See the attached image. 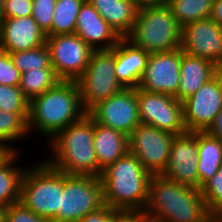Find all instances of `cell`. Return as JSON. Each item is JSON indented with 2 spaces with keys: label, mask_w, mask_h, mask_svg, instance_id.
<instances>
[{
  "label": "cell",
  "mask_w": 222,
  "mask_h": 222,
  "mask_svg": "<svg viewBox=\"0 0 222 222\" xmlns=\"http://www.w3.org/2000/svg\"><path fill=\"white\" fill-rule=\"evenodd\" d=\"M145 213L157 222H213L200 189L152 175Z\"/></svg>",
  "instance_id": "obj_1"
},
{
  "label": "cell",
  "mask_w": 222,
  "mask_h": 222,
  "mask_svg": "<svg viewBox=\"0 0 222 222\" xmlns=\"http://www.w3.org/2000/svg\"><path fill=\"white\" fill-rule=\"evenodd\" d=\"M85 114L76 81L61 80L29 102L28 131L51 140Z\"/></svg>",
  "instance_id": "obj_2"
},
{
  "label": "cell",
  "mask_w": 222,
  "mask_h": 222,
  "mask_svg": "<svg viewBox=\"0 0 222 222\" xmlns=\"http://www.w3.org/2000/svg\"><path fill=\"white\" fill-rule=\"evenodd\" d=\"M50 158L54 169L67 175L98 177V161L94 148V121L86 113L78 121L62 129L49 141Z\"/></svg>",
  "instance_id": "obj_3"
},
{
  "label": "cell",
  "mask_w": 222,
  "mask_h": 222,
  "mask_svg": "<svg viewBox=\"0 0 222 222\" xmlns=\"http://www.w3.org/2000/svg\"><path fill=\"white\" fill-rule=\"evenodd\" d=\"M151 176L137 157L128 152L102 171L104 204L115 210H145Z\"/></svg>",
  "instance_id": "obj_4"
},
{
  "label": "cell",
  "mask_w": 222,
  "mask_h": 222,
  "mask_svg": "<svg viewBox=\"0 0 222 222\" xmlns=\"http://www.w3.org/2000/svg\"><path fill=\"white\" fill-rule=\"evenodd\" d=\"M182 27L167 5L139 8L131 33L126 37L147 53L181 48Z\"/></svg>",
  "instance_id": "obj_5"
},
{
  "label": "cell",
  "mask_w": 222,
  "mask_h": 222,
  "mask_svg": "<svg viewBox=\"0 0 222 222\" xmlns=\"http://www.w3.org/2000/svg\"><path fill=\"white\" fill-rule=\"evenodd\" d=\"M63 192V172L45 160L27 168L21 186L20 202L50 222L58 214Z\"/></svg>",
  "instance_id": "obj_6"
},
{
  "label": "cell",
  "mask_w": 222,
  "mask_h": 222,
  "mask_svg": "<svg viewBox=\"0 0 222 222\" xmlns=\"http://www.w3.org/2000/svg\"><path fill=\"white\" fill-rule=\"evenodd\" d=\"M76 83L86 113L98 102L121 92L124 87L115 74V46L93 50L87 68Z\"/></svg>",
  "instance_id": "obj_7"
},
{
  "label": "cell",
  "mask_w": 222,
  "mask_h": 222,
  "mask_svg": "<svg viewBox=\"0 0 222 222\" xmlns=\"http://www.w3.org/2000/svg\"><path fill=\"white\" fill-rule=\"evenodd\" d=\"M103 205V188L100 177L67 175L63 172L60 208L51 222H77Z\"/></svg>",
  "instance_id": "obj_8"
},
{
  "label": "cell",
  "mask_w": 222,
  "mask_h": 222,
  "mask_svg": "<svg viewBox=\"0 0 222 222\" xmlns=\"http://www.w3.org/2000/svg\"><path fill=\"white\" fill-rule=\"evenodd\" d=\"M175 136L141 123L128 136L129 153L135 155L151 175H162L167 168Z\"/></svg>",
  "instance_id": "obj_9"
},
{
  "label": "cell",
  "mask_w": 222,
  "mask_h": 222,
  "mask_svg": "<svg viewBox=\"0 0 222 222\" xmlns=\"http://www.w3.org/2000/svg\"><path fill=\"white\" fill-rule=\"evenodd\" d=\"M50 64L60 80L76 81L89 64L93 49L76 34L46 37Z\"/></svg>",
  "instance_id": "obj_10"
},
{
  "label": "cell",
  "mask_w": 222,
  "mask_h": 222,
  "mask_svg": "<svg viewBox=\"0 0 222 222\" xmlns=\"http://www.w3.org/2000/svg\"><path fill=\"white\" fill-rule=\"evenodd\" d=\"M140 122L160 130L180 135L187 132L184 125L182 102L174 96L151 93L137 88Z\"/></svg>",
  "instance_id": "obj_11"
},
{
  "label": "cell",
  "mask_w": 222,
  "mask_h": 222,
  "mask_svg": "<svg viewBox=\"0 0 222 222\" xmlns=\"http://www.w3.org/2000/svg\"><path fill=\"white\" fill-rule=\"evenodd\" d=\"M187 131H207L222 109V70L182 101Z\"/></svg>",
  "instance_id": "obj_12"
},
{
  "label": "cell",
  "mask_w": 222,
  "mask_h": 222,
  "mask_svg": "<svg viewBox=\"0 0 222 222\" xmlns=\"http://www.w3.org/2000/svg\"><path fill=\"white\" fill-rule=\"evenodd\" d=\"M87 114L94 122L129 136L141 124L137 88H124L121 92L98 102Z\"/></svg>",
  "instance_id": "obj_13"
},
{
  "label": "cell",
  "mask_w": 222,
  "mask_h": 222,
  "mask_svg": "<svg viewBox=\"0 0 222 222\" xmlns=\"http://www.w3.org/2000/svg\"><path fill=\"white\" fill-rule=\"evenodd\" d=\"M182 49L150 53L139 82L141 90L175 96L180 81Z\"/></svg>",
  "instance_id": "obj_14"
},
{
  "label": "cell",
  "mask_w": 222,
  "mask_h": 222,
  "mask_svg": "<svg viewBox=\"0 0 222 222\" xmlns=\"http://www.w3.org/2000/svg\"><path fill=\"white\" fill-rule=\"evenodd\" d=\"M184 53L207 59L222 70V27L210 18L189 22L182 27Z\"/></svg>",
  "instance_id": "obj_15"
},
{
  "label": "cell",
  "mask_w": 222,
  "mask_h": 222,
  "mask_svg": "<svg viewBox=\"0 0 222 222\" xmlns=\"http://www.w3.org/2000/svg\"><path fill=\"white\" fill-rule=\"evenodd\" d=\"M198 131L176 135L163 176L177 183L199 189Z\"/></svg>",
  "instance_id": "obj_16"
},
{
  "label": "cell",
  "mask_w": 222,
  "mask_h": 222,
  "mask_svg": "<svg viewBox=\"0 0 222 222\" xmlns=\"http://www.w3.org/2000/svg\"><path fill=\"white\" fill-rule=\"evenodd\" d=\"M46 34L32 16L3 18L0 22V50L8 53L37 48Z\"/></svg>",
  "instance_id": "obj_17"
},
{
  "label": "cell",
  "mask_w": 222,
  "mask_h": 222,
  "mask_svg": "<svg viewBox=\"0 0 222 222\" xmlns=\"http://www.w3.org/2000/svg\"><path fill=\"white\" fill-rule=\"evenodd\" d=\"M75 34L93 50L112 49L121 39L88 0L78 13Z\"/></svg>",
  "instance_id": "obj_18"
},
{
  "label": "cell",
  "mask_w": 222,
  "mask_h": 222,
  "mask_svg": "<svg viewBox=\"0 0 222 222\" xmlns=\"http://www.w3.org/2000/svg\"><path fill=\"white\" fill-rule=\"evenodd\" d=\"M149 53L121 38L115 46V74L124 88H138L145 71Z\"/></svg>",
  "instance_id": "obj_19"
},
{
  "label": "cell",
  "mask_w": 222,
  "mask_h": 222,
  "mask_svg": "<svg viewBox=\"0 0 222 222\" xmlns=\"http://www.w3.org/2000/svg\"><path fill=\"white\" fill-rule=\"evenodd\" d=\"M220 70L213 62L188 55L182 50L179 87L174 97L180 102L184 101Z\"/></svg>",
  "instance_id": "obj_20"
},
{
  "label": "cell",
  "mask_w": 222,
  "mask_h": 222,
  "mask_svg": "<svg viewBox=\"0 0 222 222\" xmlns=\"http://www.w3.org/2000/svg\"><path fill=\"white\" fill-rule=\"evenodd\" d=\"M94 148L98 161V177L103 169L129 152L128 136L94 122Z\"/></svg>",
  "instance_id": "obj_21"
},
{
  "label": "cell",
  "mask_w": 222,
  "mask_h": 222,
  "mask_svg": "<svg viewBox=\"0 0 222 222\" xmlns=\"http://www.w3.org/2000/svg\"><path fill=\"white\" fill-rule=\"evenodd\" d=\"M121 38L134 27L139 7L134 0H88Z\"/></svg>",
  "instance_id": "obj_22"
},
{
  "label": "cell",
  "mask_w": 222,
  "mask_h": 222,
  "mask_svg": "<svg viewBox=\"0 0 222 222\" xmlns=\"http://www.w3.org/2000/svg\"><path fill=\"white\" fill-rule=\"evenodd\" d=\"M18 152H6L0 158V204L5 207L20 201L21 186L27 167H17Z\"/></svg>",
  "instance_id": "obj_23"
},
{
  "label": "cell",
  "mask_w": 222,
  "mask_h": 222,
  "mask_svg": "<svg viewBox=\"0 0 222 222\" xmlns=\"http://www.w3.org/2000/svg\"><path fill=\"white\" fill-rule=\"evenodd\" d=\"M222 165V141L207 131H198L199 189Z\"/></svg>",
  "instance_id": "obj_24"
},
{
  "label": "cell",
  "mask_w": 222,
  "mask_h": 222,
  "mask_svg": "<svg viewBox=\"0 0 222 222\" xmlns=\"http://www.w3.org/2000/svg\"><path fill=\"white\" fill-rule=\"evenodd\" d=\"M28 118L29 113H11L0 109V146L4 150L18 151L11 143L22 137H28Z\"/></svg>",
  "instance_id": "obj_25"
},
{
  "label": "cell",
  "mask_w": 222,
  "mask_h": 222,
  "mask_svg": "<svg viewBox=\"0 0 222 222\" xmlns=\"http://www.w3.org/2000/svg\"><path fill=\"white\" fill-rule=\"evenodd\" d=\"M60 81L53 68L30 69L21 74L19 88L30 102L34 97L43 94Z\"/></svg>",
  "instance_id": "obj_26"
},
{
  "label": "cell",
  "mask_w": 222,
  "mask_h": 222,
  "mask_svg": "<svg viewBox=\"0 0 222 222\" xmlns=\"http://www.w3.org/2000/svg\"><path fill=\"white\" fill-rule=\"evenodd\" d=\"M85 0H57L51 29L46 36L75 34L77 16Z\"/></svg>",
  "instance_id": "obj_27"
},
{
  "label": "cell",
  "mask_w": 222,
  "mask_h": 222,
  "mask_svg": "<svg viewBox=\"0 0 222 222\" xmlns=\"http://www.w3.org/2000/svg\"><path fill=\"white\" fill-rule=\"evenodd\" d=\"M214 0H168L167 6L178 24L209 18Z\"/></svg>",
  "instance_id": "obj_28"
},
{
  "label": "cell",
  "mask_w": 222,
  "mask_h": 222,
  "mask_svg": "<svg viewBox=\"0 0 222 222\" xmlns=\"http://www.w3.org/2000/svg\"><path fill=\"white\" fill-rule=\"evenodd\" d=\"M14 66L21 72L32 69L53 68L50 64V52L45 44L25 51L9 53Z\"/></svg>",
  "instance_id": "obj_29"
},
{
  "label": "cell",
  "mask_w": 222,
  "mask_h": 222,
  "mask_svg": "<svg viewBox=\"0 0 222 222\" xmlns=\"http://www.w3.org/2000/svg\"><path fill=\"white\" fill-rule=\"evenodd\" d=\"M200 193L213 216L222 214V165L217 173L201 186Z\"/></svg>",
  "instance_id": "obj_30"
},
{
  "label": "cell",
  "mask_w": 222,
  "mask_h": 222,
  "mask_svg": "<svg viewBox=\"0 0 222 222\" xmlns=\"http://www.w3.org/2000/svg\"><path fill=\"white\" fill-rule=\"evenodd\" d=\"M0 109L11 113H29V101L19 86L0 85Z\"/></svg>",
  "instance_id": "obj_31"
},
{
  "label": "cell",
  "mask_w": 222,
  "mask_h": 222,
  "mask_svg": "<svg viewBox=\"0 0 222 222\" xmlns=\"http://www.w3.org/2000/svg\"><path fill=\"white\" fill-rule=\"evenodd\" d=\"M57 0H32V17L46 34L52 27Z\"/></svg>",
  "instance_id": "obj_32"
},
{
  "label": "cell",
  "mask_w": 222,
  "mask_h": 222,
  "mask_svg": "<svg viewBox=\"0 0 222 222\" xmlns=\"http://www.w3.org/2000/svg\"><path fill=\"white\" fill-rule=\"evenodd\" d=\"M4 222H50L48 219L35 214L20 201L5 208Z\"/></svg>",
  "instance_id": "obj_33"
},
{
  "label": "cell",
  "mask_w": 222,
  "mask_h": 222,
  "mask_svg": "<svg viewBox=\"0 0 222 222\" xmlns=\"http://www.w3.org/2000/svg\"><path fill=\"white\" fill-rule=\"evenodd\" d=\"M21 74L14 66L10 54L0 50V85L19 86Z\"/></svg>",
  "instance_id": "obj_34"
},
{
  "label": "cell",
  "mask_w": 222,
  "mask_h": 222,
  "mask_svg": "<svg viewBox=\"0 0 222 222\" xmlns=\"http://www.w3.org/2000/svg\"><path fill=\"white\" fill-rule=\"evenodd\" d=\"M32 16V0H3V18Z\"/></svg>",
  "instance_id": "obj_35"
},
{
  "label": "cell",
  "mask_w": 222,
  "mask_h": 222,
  "mask_svg": "<svg viewBox=\"0 0 222 222\" xmlns=\"http://www.w3.org/2000/svg\"><path fill=\"white\" fill-rule=\"evenodd\" d=\"M77 222H114V209L104 204L102 207L90 212Z\"/></svg>",
  "instance_id": "obj_36"
},
{
  "label": "cell",
  "mask_w": 222,
  "mask_h": 222,
  "mask_svg": "<svg viewBox=\"0 0 222 222\" xmlns=\"http://www.w3.org/2000/svg\"><path fill=\"white\" fill-rule=\"evenodd\" d=\"M149 216L144 210H115L114 222H146Z\"/></svg>",
  "instance_id": "obj_37"
},
{
  "label": "cell",
  "mask_w": 222,
  "mask_h": 222,
  "mask_svg": "<svg viewBox=\"0 0 222 222\" xmlns=\"http://www.w3.org/2000/svg\"><path fill=\"white\" fill-rule=\"evenodd\" d=\"M207 132L222 141V109L215 117L213 124L209 127Z\"/></svg>",
  "instance_id": "obj_38"
},
{
  "label": "cell",
  "mask_w": 222,
  "mask_h": 222,
  "mask_svg": "<svg viewBox=\"0 0 222 222\" xmlns=\"http://www.w3.org/2000/svg\"><path fill=\"white\" fill-rule=\"evenodd\" d=\"M209 18L222 27V0H214Z\"/></svg>",
  "instance_id": "obj_39"
},
{
  "label": "cell",
  "mask_w": 222,
  "mask_h": 222,
  "mask_svg": "<svg viewBox=\"0 0 222 222\" xmlns=\"http://www.w3.org/2000/svg\"><path fill=\"white\" fill-rule=\"evenodd\" d=\"M139 8L146 6L167 5L168 0H134Z\"/></svg>",
  "instance_id": "obj_40"
},
{
  "label": "cell",
  "mask_w": 222,
  "mask_h": 222,
  "mask_svg": "<svg viewBox=\"0 0 222 222\" xmlns=\"http://www.w3.org/2000/svg\"><path fill=\"white\" fill-rule=\"evenodd\" d=\"M5 206L0 204V222H4Z\"/></svg>",
  "instance_id": "obj_41"
},
{
  "label": "cell",
  "mask_w": 222,
  "mask_h": 222,
  "mask_svg": "<svg viewBox=\"0 0 222 222\" xmlns=\"http://www.w3.org/2000/svg\"><path fill=\"white\" fill-rule=\"evenodd\" d=\"M213 222H222V215H215L213 216Z\"/></svg>",
  "instance_id": "obj_42"
},
{
  "label": "cell",
  "mask_w": 222,
  "mask_h": 222,
  "mask_svg": "<svg viewBox=\"0 0 222 222\" xmlns=\"http://www.w3.org/2000/svg\"><path fill=\"white\" fill-rule=\"evenodd\" d=\"M3 19V0H0V22Z\"/></svg>",
  "instance_id": "obj_43"
},
{
  "label": "cell",
  "mask_w": 222,
  "mask_h": 222,
  "mask_svg": "<svg viewBox=\"0 0 222 222\" xmlns=\"http://www.w3.org/2000/svg\"><path fill=\"white\" fill-rule=\"evenodd\" d=\"M7 151L4 150L1 146H0V158L6 153Z\"/></svg>",
  "instance_id": "obj_44"
},
{
  "label": "cell",
  "mask_w": 222,
  "mask_h": 222,
  "mask_svg": "<svg viewBox=\"0 0 222 222\" xmlns=\"http://www.w3.org/2000/svg\"><path fill=\"white\" fill-rule=\"evenodd\" d=\"M146 222H157V221H154V220L149 218Z\"/></svg>",
  "instance_id": "obj_45"
}]
</instances>
